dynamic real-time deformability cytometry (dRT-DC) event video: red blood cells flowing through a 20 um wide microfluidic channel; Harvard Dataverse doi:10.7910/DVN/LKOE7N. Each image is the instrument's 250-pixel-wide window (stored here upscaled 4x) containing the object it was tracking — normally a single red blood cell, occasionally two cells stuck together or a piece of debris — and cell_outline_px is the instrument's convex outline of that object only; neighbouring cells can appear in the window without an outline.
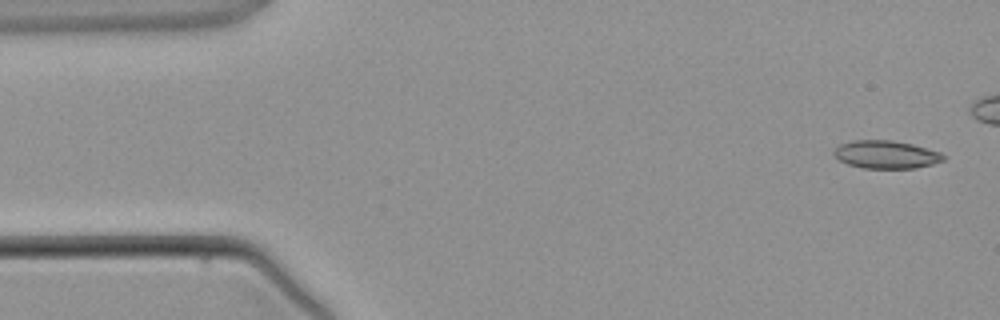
{"species": "common noctule bat (a hibernating species)", "species_latin": "Nyctalus noctula", "temperature_condition": "warm", "stored_images_in_passage": 4, "camera_frame_rate_fps": 3000, "um_per_image_px": 0.085, "animal": {"sex": "male", "body_mass_g": 21.5, "forearm_length_mm": 52.0}, "frame": {"image": 1, "passage_image": 1, "time_ms": 0.0, "image_size_px": [1000, 320], "cell_outline_px": [[944, 160], [932, 164], [916, 168], [864, 168], [848, 164], [840, 160], [832, 152], [840, 144], [852, 140], [892, 140], [912, 144], [940, 152], [944, 156]], "centroid_in_image_um": [75.31, 13.13], "position_along_channel_um": 9.7, "area_um2": 17.69}}